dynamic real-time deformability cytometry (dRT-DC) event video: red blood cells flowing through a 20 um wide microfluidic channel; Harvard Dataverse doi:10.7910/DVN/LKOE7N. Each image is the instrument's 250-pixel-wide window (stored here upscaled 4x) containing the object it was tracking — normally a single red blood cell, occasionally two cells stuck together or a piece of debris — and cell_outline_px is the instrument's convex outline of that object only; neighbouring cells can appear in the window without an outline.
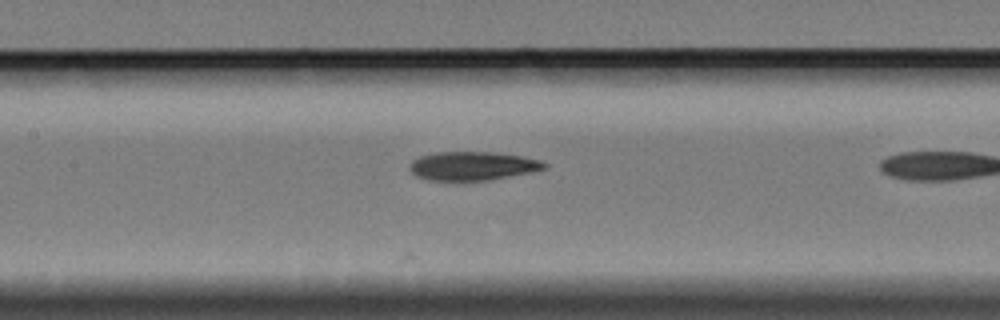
{"species": "Egyptian fruit bat (a non-hibernating species)", "species_latin": "Rousettus aegyptiacus", "temperature_condition": "cold", "stored_images_in_passage": 10, "camera_frame_rate_fps": 3000, "um_per_image_px": 0.085, "animal": {"sex": "female"}, "frame": {"image": 1, "passage_image": 6, "time_ms": 1.667, "image_size_px": [1000, 320], "cell_outline_px": [[548, 168], [532, 172], [484, 180], [428, 180], [416, 176], [408, 168], [412, 160], [420, 156], [436, 152], [492, 152], [520, 156], [540, 160], [548, 164]], "centroid_in_image_um": [40.16, 14.1], "position_along_channel_um": 167.2, "area_um2": 22.37}}